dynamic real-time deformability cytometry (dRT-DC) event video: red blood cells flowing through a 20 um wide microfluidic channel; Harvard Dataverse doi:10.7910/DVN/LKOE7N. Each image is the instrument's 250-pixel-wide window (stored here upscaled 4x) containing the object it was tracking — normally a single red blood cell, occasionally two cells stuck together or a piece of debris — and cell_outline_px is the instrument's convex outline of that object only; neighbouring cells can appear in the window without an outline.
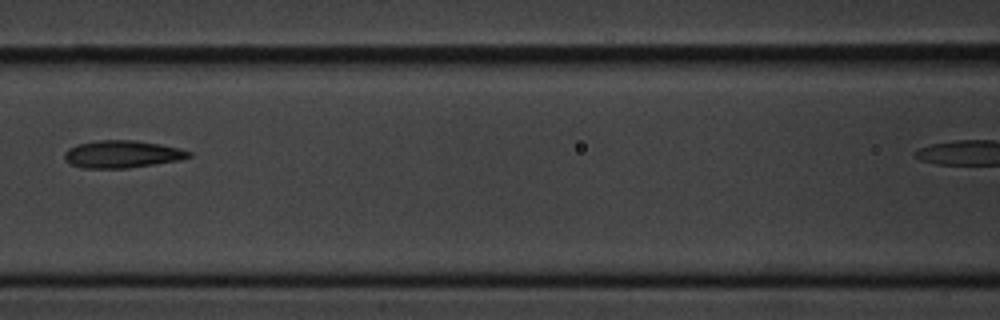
{"species": "common noctule bat (a hibernating species)", "species_latin": "Nyctalus noctula", "temperature_condition": "cold", "stored_images_in_passage": 8, "camera_frame_rate_fps": 3000, "um_per_image_px": 0.085, "animal": {"sex": "male", "body_mass_g": 20.1, "forearm_length_mm": 53.5}, "frame": {"image": 1, "passage_image": 6, "time_ms": 5.667, "image_size_px": [1000, 320], "cell_outline_px": [[192, 156], [180, 160], [128, 168], [84, 168], [68, 164], [64, 160], [64, 152], [68, 148], [76, 144], [96, 140], [132, 140], [160, 144], [180, 148], [192, 152]], "centroid_in_image_um": [10.35, 13.1], "position_along_channel_um": 156.3, "area_um2": 20.06}}